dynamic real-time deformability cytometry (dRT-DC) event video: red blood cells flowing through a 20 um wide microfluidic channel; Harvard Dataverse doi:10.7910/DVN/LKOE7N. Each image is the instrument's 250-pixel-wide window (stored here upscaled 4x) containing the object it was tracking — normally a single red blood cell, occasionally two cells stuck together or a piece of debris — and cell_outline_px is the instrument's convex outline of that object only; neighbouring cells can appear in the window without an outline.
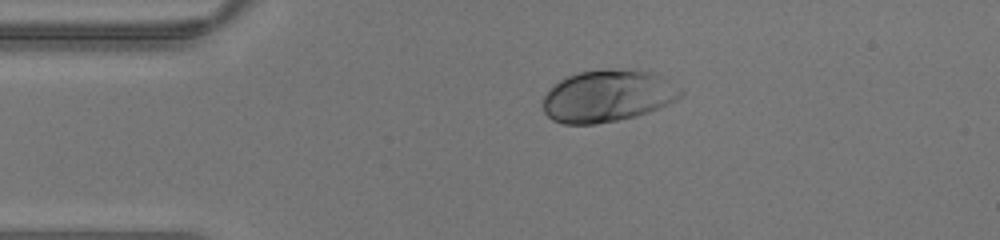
{"species": "human", "species_latin": "Homo sapiens", "temperature_condition": "warm", "stored_images_in_passage": 35, "camera_frame_rate_fps": 3000, "um_per_image_px": 0.085, "donor": {"sex": "male"}, "frame": {"image": 1, "passage_image": 1, "time_ms": 0.0, "image_size_px": [1000, 240], "cell_outline_px": [[684, 96], [668, 104], [648, 112], [636, 116], [596, 124], [564, 124], [552, 120], [544, 112], [544, 96], [548, 88], [560, 80], [568, 76], [580, 72], [656, 72], [680, 88], [684, 92]], "centroid_in_image_um": [51.65, 8.21], "position_along_channel_um": 33.4, "area_um2": 40.81}}
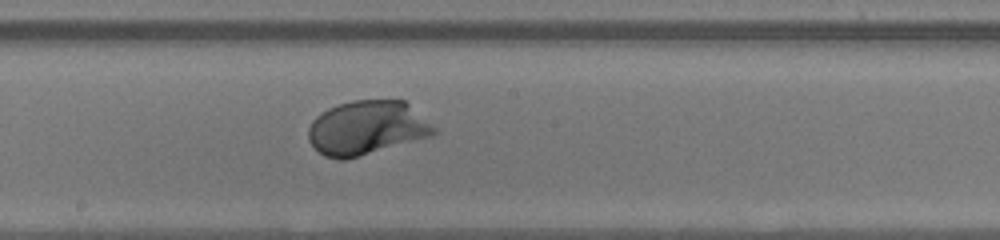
{"frame": {"image": 2, "passage_image": 15, "time_ms": 4.667, "image_size_px": [1000, 240], "cell_outline_px": [[440, 132], [432, 136], [344, 160], [340, 160], [324, 156], [308, 140], [308, 128], [312, 120], [320, 112], [328, 108], [352, 100], [404, 100], [436, 128]], "centroid_in_image_um": [31.17, 10.86], "position_along_channel_um": 217.0, "area_um2": 39.48}}
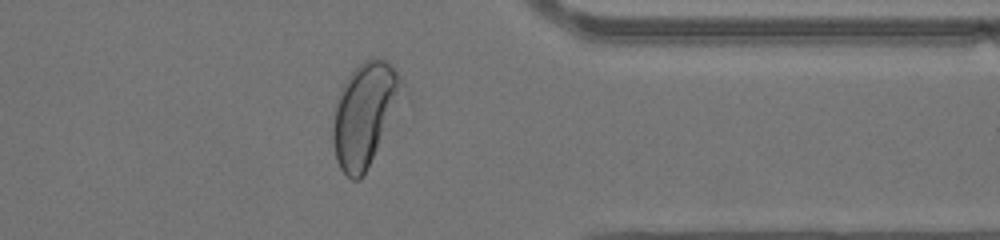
{"frame": {"image": 3, "passage_image": 26, "time_ms": 8.333, "image_size_px": [1000, 240], "cell_outline_px": [[400, 80], [396, 92], [376, 148], [360, 180], [352, 180], [340, 168], [336, 160], [332, 144], [332, 124], [336, 104], [340, 88], [344, 80], [364, 60], [372, 56], [380, 56], [388, 60], [392, 64]], "centroid_in_image_um": [30.82, 9.67], "position_along_channel_um": 380.6, "area_um2": 38.9}}